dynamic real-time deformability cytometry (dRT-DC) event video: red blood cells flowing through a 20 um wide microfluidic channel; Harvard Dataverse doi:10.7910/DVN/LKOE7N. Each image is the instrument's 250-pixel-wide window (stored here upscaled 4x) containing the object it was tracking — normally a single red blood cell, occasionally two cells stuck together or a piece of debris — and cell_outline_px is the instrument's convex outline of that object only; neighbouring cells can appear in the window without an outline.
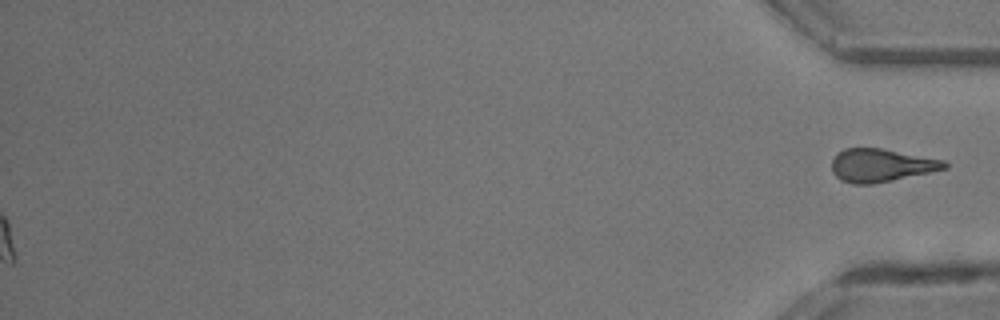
{"species": "common noctule bat (a hibernating species)", "species_latin": "Nyctalus noctula", "temperature_condition": "room temperature", "stored_images_in_passage": 43, "segment_of_instrument_passage": [2, 2], "camera_frame_rate_fps": 3000, "um_per_image_px": 0.085, "animal": {"sex": "male", "body_mass_g": 13.3}, "frame": {"image": 1, "passage_image": 43, "time_ms": 14.0, "image_size_px": [1000, 320], "cell_outline_px": [[948, 168], [892, 180], [872, 184], [852, 184], [840, 180], [832, 172], [832, 160], [844, 148], [880, 148], [944, 160], [948, 164]], "centroid_in_image_um": [74.88, 14.06], "position_along_channel_um": 360.3, "area_um2": 21.5}}